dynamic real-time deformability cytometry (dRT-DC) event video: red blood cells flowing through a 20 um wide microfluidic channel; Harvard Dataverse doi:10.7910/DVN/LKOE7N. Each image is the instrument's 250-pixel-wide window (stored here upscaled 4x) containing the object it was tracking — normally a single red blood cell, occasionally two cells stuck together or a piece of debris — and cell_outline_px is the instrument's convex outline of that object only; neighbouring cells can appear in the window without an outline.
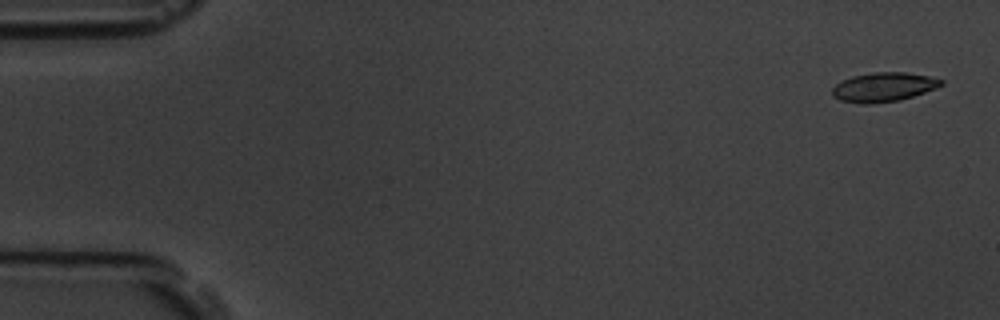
{"species": "common noctule bat (a hibernating species)", "species_latin": "Nyctalus noctula", "temperature_condition": "room temperature", "stored_images_in_passage": 4, "camera_frame_rate_fps": 3000, "um_per_image_px": 0.085, "animal": {"sex": "male", "body_mass_g": 19.5, "forearm_length_mm": 54.6}, "frame": {"image": 1, "passage_image": 1, "time_ms": 0.0, "image_size_px": [1000, 320], "cell_outline_px": [[944, 84], [936, 88], [900, 100], [872, 104], [860, 104], [840, 100], [832, 96], [832, 88], [840, 80], [852, 76], [872, 72], [908, 72], [928, 76], [944, 80]], "centroid_in_image_um": [75.08, 7.4], "position_along_channel_um": 9.9, "area_um2": 18.73}}
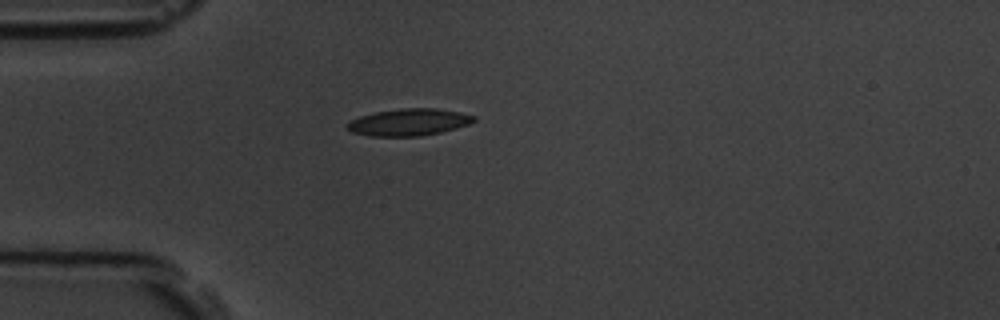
{"frame": {"image": 2, "passage_image": 4, "time_ms": 4.333, "image_size_px": [1000, 320], "cell_outline_px": [[476, 120], [468, 124], [456, 128], [440, 132], [420, 136], [368, 136], [352, 132], [348, 128], [348, 124], [352, 120], [360, 116], [376, 112], [400, 108], [436, 108], [460, 112], [476, 116]], "centroid_in_image_um": [34.78, 10.38], "position_along_channel_um": 50.2, "area_um2": 19.77}}